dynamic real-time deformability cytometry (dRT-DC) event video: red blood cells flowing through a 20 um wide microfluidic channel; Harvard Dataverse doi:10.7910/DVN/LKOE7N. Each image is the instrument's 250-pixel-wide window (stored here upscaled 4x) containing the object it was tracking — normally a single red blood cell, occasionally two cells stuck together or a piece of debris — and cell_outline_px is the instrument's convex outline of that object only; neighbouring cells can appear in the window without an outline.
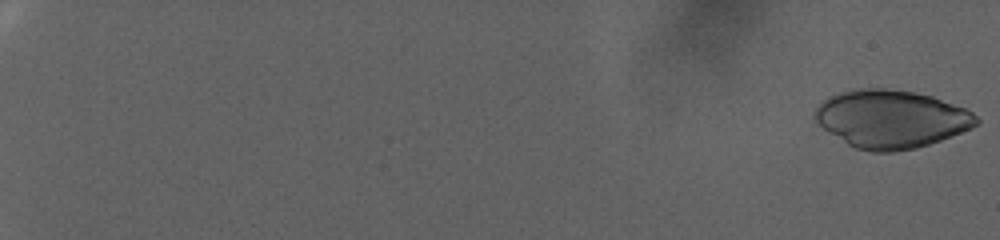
{"species": "human", "species_latin": "Homo sapiens", "temperature_condition": "warm", "stored_images_in_passage": 84, "camera_frame_rate_fps": 3000, "um_per_image_px": 0.085, "donor": {"sex": "female"}, "frame": {"image": 1, "passage_image": 1, "time_ms": 0.0, "image_size_px": [1000, 240], "cell_outline_px": [[980, 120], [972, 128], [940, 140], [916, 148], [892, 152], [872, 152], [856, 148], [848, 144], [824, 128], [816, 120], [816, 108], [824, 100], [840, 92], [856, 88], [884, 88], [916, 92], [932, 96], [964, 108], [972, 112]], "centroid_in_image_um": [75.77, 10.11], "position_along_channel_um": 9.2, "area_um2": 53.99}}
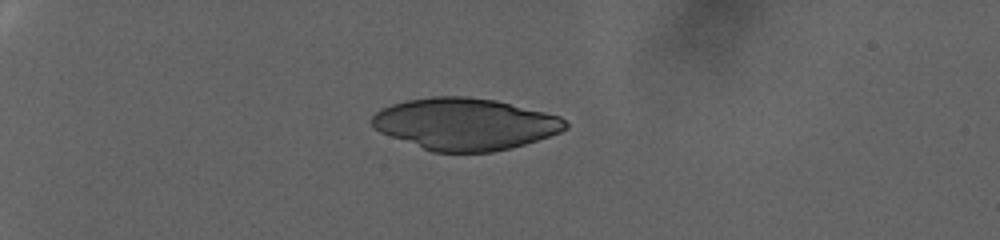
{"frame": {"image": 2, "passage_image": 27, "time_ms": 8.667, "image_size_px": [1000, 240], "cell_outline_px": [[568, 128], [560, 132], [524, 144], [492, 152], [432, 152], [380, 132], [368, 120], [380, 108], [404, 100], [432, 96], [468, 96], [496, 100], [560, 116], [568, 124]], "centroid_in_image_um": [39.49, 10.52], "position_along_channel_um": 45.5, "area_um2": 58.38}}